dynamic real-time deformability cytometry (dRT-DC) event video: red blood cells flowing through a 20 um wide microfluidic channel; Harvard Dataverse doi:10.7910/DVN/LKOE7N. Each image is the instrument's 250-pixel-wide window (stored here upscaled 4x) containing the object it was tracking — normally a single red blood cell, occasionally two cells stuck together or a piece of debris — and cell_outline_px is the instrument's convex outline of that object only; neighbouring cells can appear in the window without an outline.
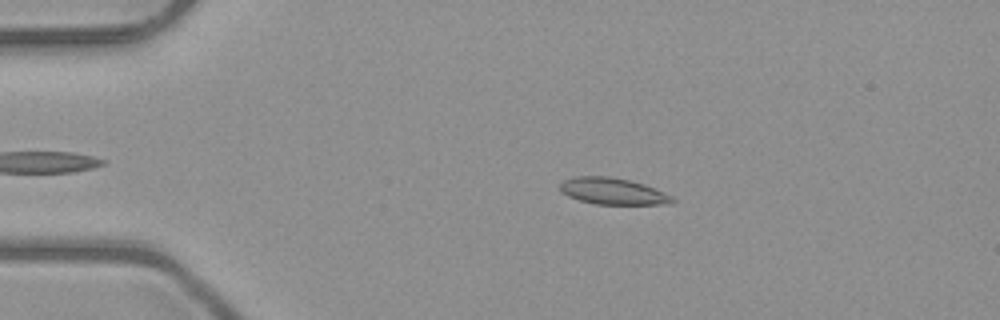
{"species": "common noctule bat (a hibernating species)", "species_latin": "Nyctalus noctula", "temperature_condition": "room temperature", "stored_images_in_passage": 45, "camera_frame_rate_fps": 3000, "um_per_image_px": 0.085, "animal": {"sex": "male", "body_mass_g": 23.1, "forearm_length_mm": 52.7}, "frame": {"image": 1, "passage_image": 10, "time_ms": 3.0, "image_size_px": [1000, 320], "cell_outline_px": [[676, 200], [672, 204], [596, 204], [580, 200], [568, 196], [560, 188], [560, 184], [564, 180], [576, 176], [608, 176], [628, 180], [644, 184], [672, 196]], "centroid_in_image_um": [52.11, 16.25], "position_along_channel_um": 32.9, "area_um2": 17.17}}
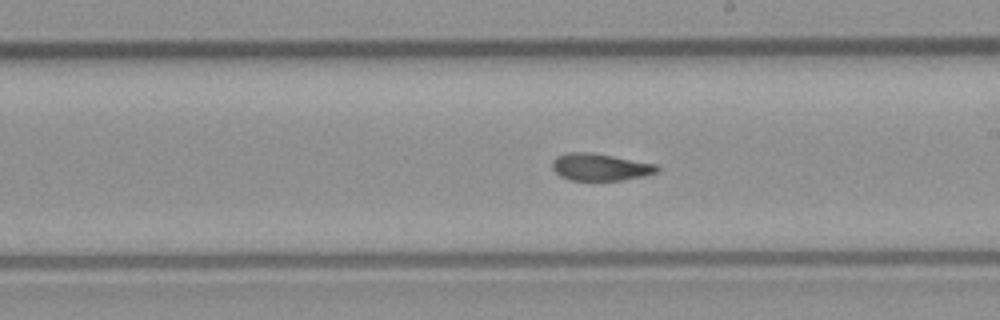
{"frame": {"image": 2, "passage_image": 29, "time_ms": 9.333, "image_size_px": [1000, 320], "cell_outline_px": [[660, 168], [656, 172], [644, 176], [620, 180], [568, 180], [560, 176], [552, 168], [552, 160], [556, 156], [568, 152], [588, 152], [612, 156], [656, 164]], "centroid_in_image_um": [50.97, 14.2], "position_along_channel_um": 238.0, "area_um2": 16.47}}
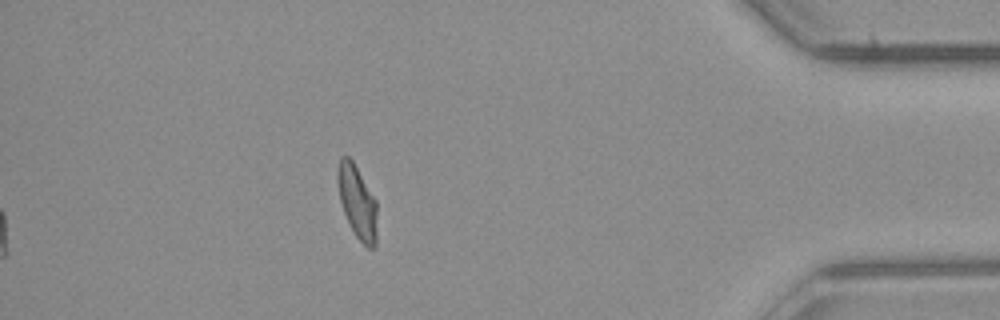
{"frame": {"image": 3, "passage_image": 45, "time_ms": 14.667, "image_size_px": [1000, 320], "cell_outline_px": [[376, 244], [372, 248], [368, 248], [356, 236], [344, 212], [340, 200], [336, 180], [336, 168], [340, 156], [348, 156], [352, 160], [376, 200]], "centroid_in_image_um": [30.34, 17.11], "position_along_channel_um": 404.9, "area_um2": 16.65}, "authors_computed_cell_mechanics": {"area_um2": 17.1666, "velocity_mm_per_s": 4.0224, "shape_relaxation_time_tau1_ms": null, "shape_relaxation_time_tau2_ms": 2.1098, "deformation_change_tau1": null, "deformation_change_tau2": 0.0758}}